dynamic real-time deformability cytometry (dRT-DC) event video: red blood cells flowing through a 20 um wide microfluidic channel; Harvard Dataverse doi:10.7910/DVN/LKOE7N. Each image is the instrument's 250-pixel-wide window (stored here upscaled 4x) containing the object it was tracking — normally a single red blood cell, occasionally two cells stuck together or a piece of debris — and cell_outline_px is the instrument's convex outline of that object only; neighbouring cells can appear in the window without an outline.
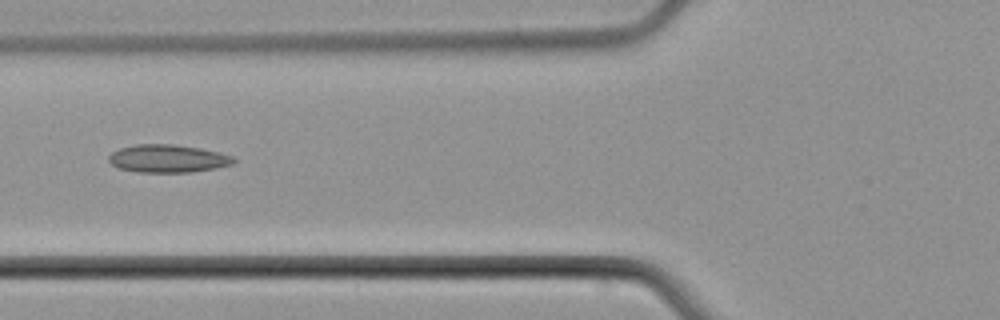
{"species": "common noctule bat (a hibernating species)", "species_latin": "Nyctalus noctula", "temperature_condition": "cold", "stored_images_in_passage": 8, "camera_frame_rate_fps": 3000, "um_per_image_px": 0.085, "animal": {"sex": "male", "body_mass_g": 21.5, "forearm_length_mm": 52.0}, "frame": {"image": 1, "passage_image": 6, "time_ms": 7.0, "image_size_px": [1000, 320], "cell_outline_px": [[236, 160], [232, 164], [216, 168], [192, 172], [136, 172], [120, 168], [112, 164], [108, 160], [108, 156], [112, 152], [120, 148], [136, 144], [172, 144], [200, 148], [220, 152], [232, 156]], "centroid_in_image_um": [14.27, 13.47], "position_along_channel_um": 111.5, "area_um2": 20.29}}
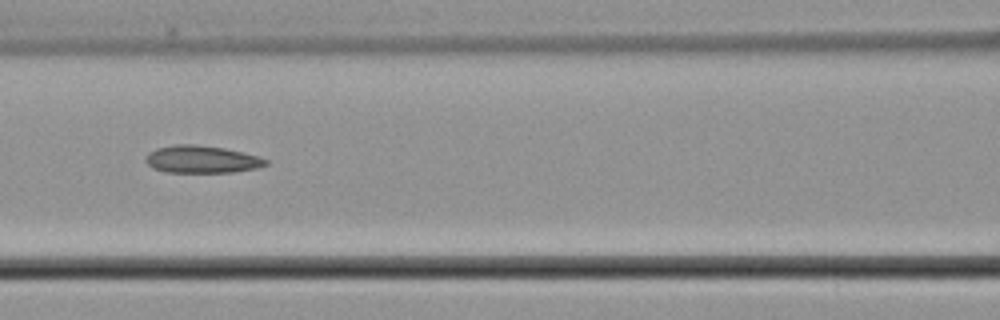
{"frame": {"image": 2, "passage_image": 7, "time_ms": 8.0, "image_size_px": [1000, 320], "cell_outline_px": [[268, 164], [256, 168], [232, 172], [164, 172], [152, 168], [144, 160], [148, 152], [156, 148], [176, 144], [196, 144], [224, 148], [244, 152], [268, 160]], "centroid_in_image_um": [17.11, 13.54], "position_along_channel_um": 149.5, "area_um2": 19.25}}
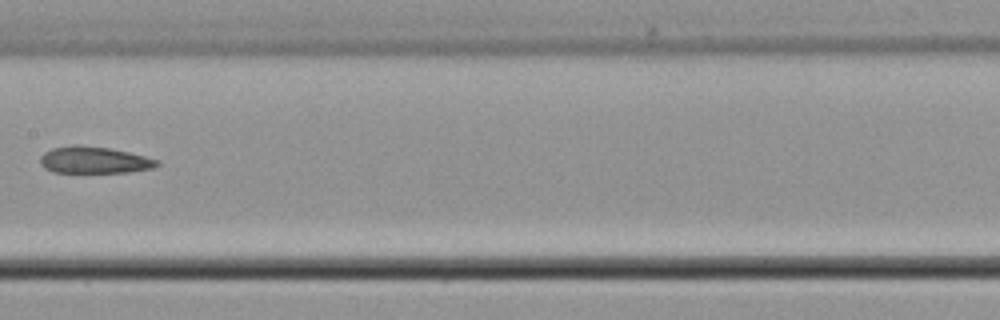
{"frame": {"image": 3, "passage_image": 8, "time_ms": 9.333, "image_size_px": [1000, 320], "cell_outline_px": [[160, 164], [152, 168], [128, 172], [52, 172], [44, 168], [40, 164], [40, 156], [44, 152], [52, 148], [72, 144], [76, 144], [108, 148], [128, 152], [160, 160]], "centroid_in_image_um": [7.97, 13.59], "position_along_channel_um": 199.4, "area_um2": 18.26}}